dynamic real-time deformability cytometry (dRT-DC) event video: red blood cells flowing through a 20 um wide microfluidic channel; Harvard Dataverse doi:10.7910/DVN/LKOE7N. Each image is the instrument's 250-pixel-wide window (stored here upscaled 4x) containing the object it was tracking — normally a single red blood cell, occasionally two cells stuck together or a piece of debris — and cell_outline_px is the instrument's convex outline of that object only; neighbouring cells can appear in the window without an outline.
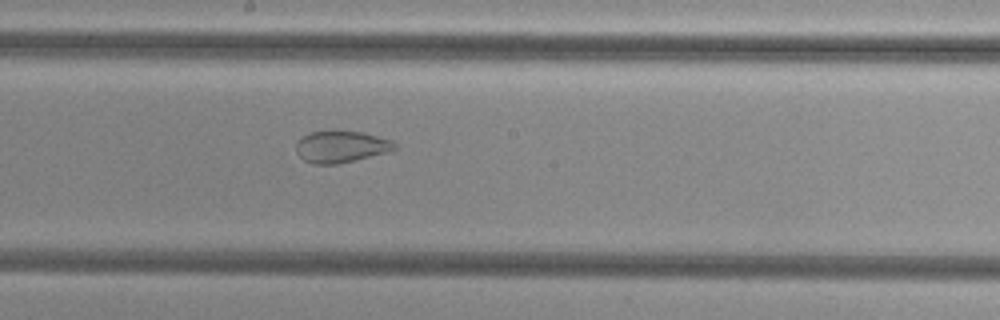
{"species": "common noctule bat (a hibernating species)", "species_latin": "Nyctalus noctula", "temperature_condition": "cold", "stored_images_in_passage": 36, "camera_frame_rate_fps": 3000, "um_per_image_px": 0.085, "animal": {"sex": "female", "body_mass_g": 29.2, "forearm_length_mm": 56.3}, "frame": {"image": 1, "passage_image": 12, "time_ms": 3.667, "image_size_px": [1000, 320], "cell_outline_px": [[396, 148], [388, 152], [356, 160], [336, 164], [312, 164], [304, 160], [296, 152], [296, 144], [304, 136], [312, 132], [328, 128], [336, 128], [364, 132], [392, 140], [396, 144]], "centroid_in_image_um": [29.0, 12.42], "position_along_channel_um": 219.2, "area_um2": 18.79}}
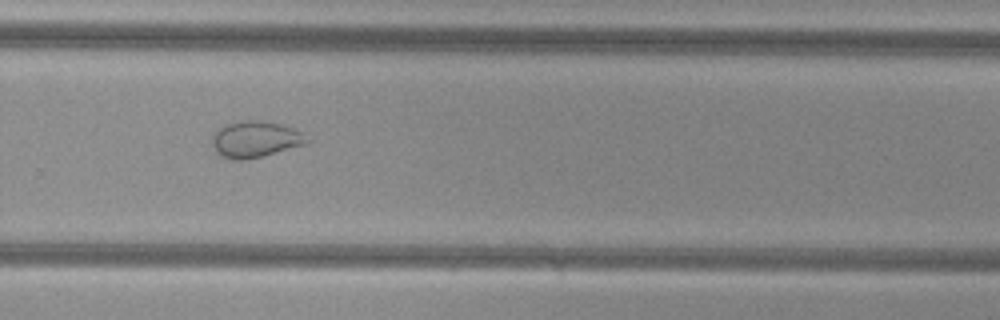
{"frame": {"image": 2, "passage_image": 19, "time_ms": 6.0, "image_size_px": [1000, 320], "cell_outline_px": [[308, 144], [244, 160], [232, 160], [220, 156], [212, 144], [212, 136], [216, 128], [228, 124], [244, 120], [260, 120], [280, 124], [304, 132], [308, 140]], "centroid_in_image_um": [21.69, 11.84], "position_along_channel_um": 308.1, "area_um2": 20.06}}
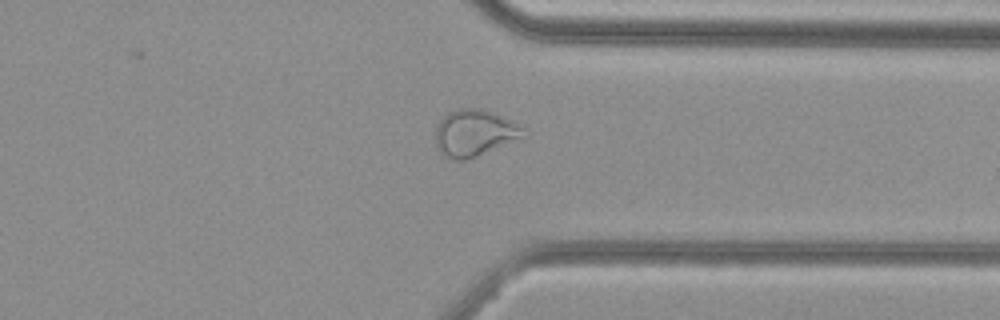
{"frame": {"image": 3, "passage_image": 24, "time_ms": 7.667, "image_size_px": [1000, 320], "cell_outline_px": [[528, 136], [524, 140], [464, 160], [452, 160], [444, 156], [436, 148], [436, 124], [448, 112], [456, 108], [484, 108], [512, 120]], "centroid_in_image_um": [40.36, 11.31], "position_along_channel_um": 371.0, "area_um2": 24.51}}